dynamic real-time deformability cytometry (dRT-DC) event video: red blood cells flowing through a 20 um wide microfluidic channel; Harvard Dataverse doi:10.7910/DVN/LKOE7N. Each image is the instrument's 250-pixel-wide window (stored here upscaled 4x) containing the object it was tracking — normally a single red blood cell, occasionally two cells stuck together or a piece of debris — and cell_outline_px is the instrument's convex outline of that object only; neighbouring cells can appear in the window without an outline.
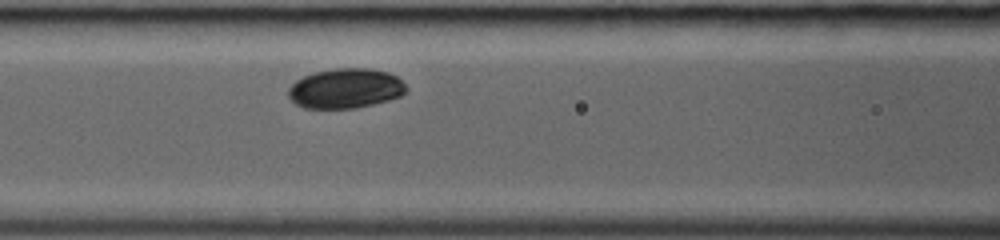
{"species": "common noctule bat (a hibernating species)", "species_latin": "Nyctalus noctula", "temperature_condition": "room temperature", "stored_images_in_passage": 6, "segment_of_instrument_passage": [1, 2], "camera_frame_rate_fps": 3000, "um_per_image_px": 0.085, "animal": {"sex": "female", "body_mass_g": 19.0, "forearm_length_mm": 53.3}, "frame": {"image": 1, "passage_image": 5, "time_ms": 1.333, "image_size_px": [1000, 240], "cell_outline_px": [[408, 88], [400, 96], [388, 100], [356, 108], [304, 108], [296, 104], [288, 96], [288, 88], [296, 80], [312, 72], [336, 68], [368, 68], [388, 72], [396, 76]], "centroid_in_image_um": [29.35, 7.51], "position_along_channel_um": 137.3, "area_um2": 27.34}}